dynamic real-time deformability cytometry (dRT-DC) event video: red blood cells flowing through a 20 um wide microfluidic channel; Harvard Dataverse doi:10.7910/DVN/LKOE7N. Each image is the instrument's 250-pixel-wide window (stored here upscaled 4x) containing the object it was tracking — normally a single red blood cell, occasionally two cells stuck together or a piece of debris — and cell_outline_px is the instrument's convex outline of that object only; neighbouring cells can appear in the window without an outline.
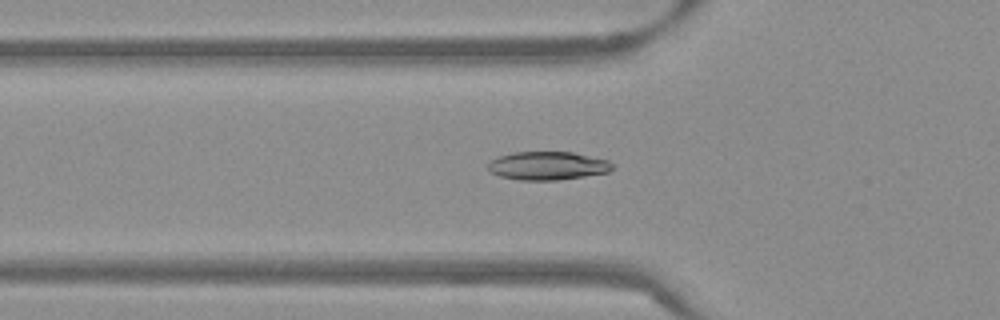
{"species": "Egyptian fruit bat (a non-hibernating species)", "species_latin": "Rousettus aegyptiacus", "temperature_condition": "warm", "stored_images_in_passage": 31, "camera_frame_rate_fps": 3000, "um_per_image_px": 0.085, "frame": {"image": 1, "passage_image": 2, "time_ms": 0.333, "image_size_px": [1000, 320], "cell_outline_px": [[612, 168], [608, 172], [560, 180], [520, 180], [500, 176], [492, 172], [488, 168], [488, 164], [492, 160], [500, 156], [512, 152], [572, 152], [608, 160], [612, 164]], "centroid_in_image_um": [46.55, 14.09], "position_along_channel_um": 79.2, "area_um2": 20.35}}
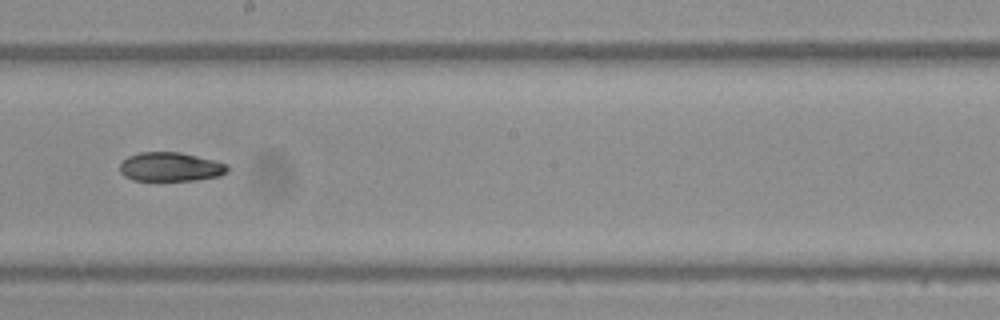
{"frame": {"image": 2, "passage_image": 14, "time_ms": 4.333, "image_size_px": [1000, 320], "cell_outline_px": [[228, 172], [220, 176], [196, 180], [132, 180], [124, 176], [120, 172], [120, 164], [128, 156], [140, 152], [180, 152], [216, 160], [228, 164]], "centroid_in_image_um": [14.52, 14.18], "position_along_channel_um": 233.7, "area_um2": 18.32}}
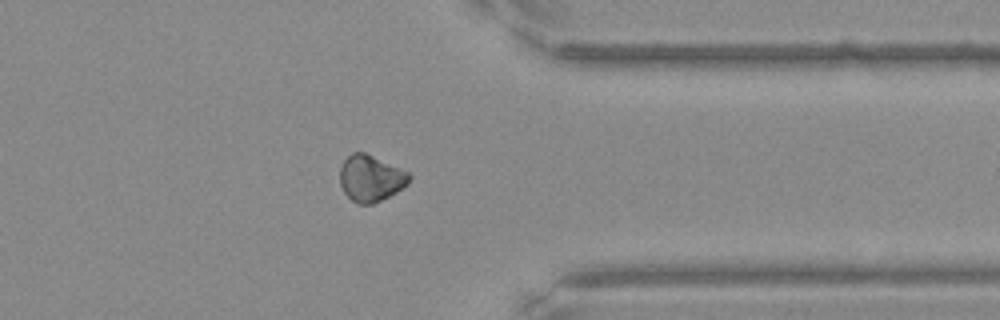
{"frame": {"image": 3, "passage_image": 26, "time_ms": 8.333, "image_size_px": [1000, 320], "cell_outline_px": [[412, 176], [408, 184], [396, 192], [372, 204], [356, 204], [344, 192], [340, 184], [340, 168], [344, 160], [352, 152], [364, 152], [408, 172]], "centroid_in_image_um": [31.5, 15.16], "position_along_channel_um": 379.9, "area_um2": 18.55}}